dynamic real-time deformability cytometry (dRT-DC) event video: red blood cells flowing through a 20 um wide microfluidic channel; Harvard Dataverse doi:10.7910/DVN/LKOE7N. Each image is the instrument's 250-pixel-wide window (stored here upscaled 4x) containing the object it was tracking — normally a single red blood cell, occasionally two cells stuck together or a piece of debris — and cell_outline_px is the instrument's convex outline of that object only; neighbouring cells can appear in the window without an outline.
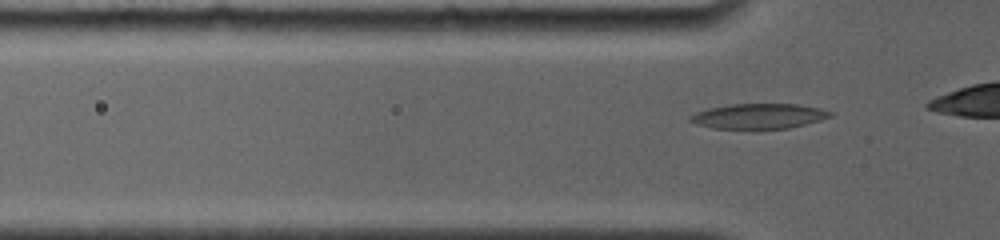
{"species": "common noctule bat (a hibernating species)", "species_latin": "Nyctalus noctula", "temperature_condition": "room temperature", "stored_images_in_passage": 65, "camera_frame_rate_fps": 4000, "um_per_image_px": 0.085, "animal": {"sex": "female", "body_mass_g": 19.0, "forearm_length_mm": 56.7}, "frame": {"image": 1, "passage_image": 4, "time_ms": 0.5, "image_size_px": [1000, 240], "cell_outline_px": [[832, 116], [820, 120], [788, 128], [712, 128], [696, 124], [688, 120], [688, 116], [696, 112], [708, 108], [728, 104], [796, 104], [820, 108], [832, 112]], "centroid_in_image_um": [64.45, 9.86], "position_along_channel_um": 61.3, "area_um2": 20.35}}
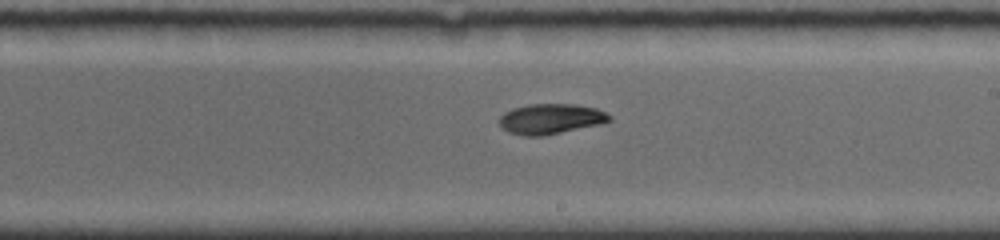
{"frame": {"image": 2, "passage_image": 35, "time_ms": 5.25, "image_size_px": [1000, 240], "cell_outline_px": [[612, 120], [600, 124], [544, 136], [524, 136], [508, 132], [500, 124], [500, 116], [504, 112], [512, 108], [528, 104], [576, 104], [596, 108], [612, 116]], "centroid_in_image_um": [46.81, 10.1], "position_along_channel_um": 242.2, "area_um2": 19.48}}
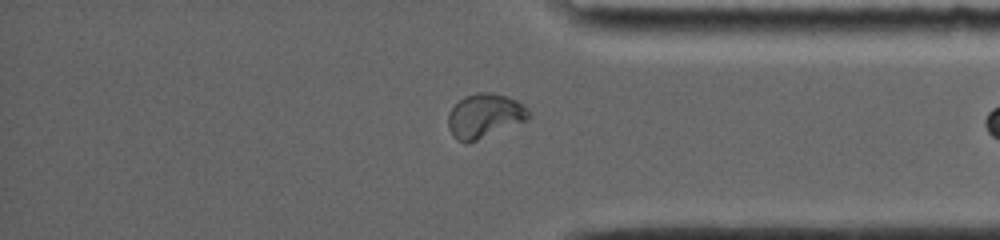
{"frame": {"image": 3, "passage_image": 62, "time_ms": 9.25, "image_size_px": [1000, 240], "cell_outline_px": [[532, 112], [528, 120], [468, 144], [464, 144], [456, 140], [452, 136], [448, 128], [448, 116], [452, 108], [464, 96], [476, 92], [492, 92], [508, 96], [516, 100]], "centroid_in_image_um": [41.19, 9.86], "position_along_channel_um": 394.0, "area_um2": 21.1}}